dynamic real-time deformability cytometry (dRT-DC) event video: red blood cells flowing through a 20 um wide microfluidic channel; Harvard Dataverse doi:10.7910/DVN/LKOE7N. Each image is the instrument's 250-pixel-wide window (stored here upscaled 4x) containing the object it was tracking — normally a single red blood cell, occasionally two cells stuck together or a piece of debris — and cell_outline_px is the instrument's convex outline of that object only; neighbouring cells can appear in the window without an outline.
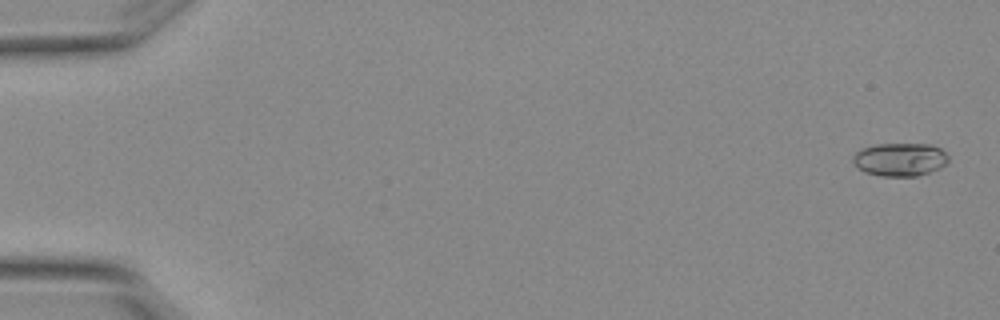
{"species": "Egyptian fruit bat (a non-hibernating species)", "species_latin": "Rousettus aegyptiacus", "temperature_condition": "warm", "stored_images_in_passage": 7, "camera_frame_rate_fps": 3000, "um_per_image_px": 0.085, "animal": {"sex": "female"}, "frame": {"image": 1, "passage_image": 1, "time_ms": 0.0, "image_size_px": [1000, 320], "cell_outline_px": [[948, 160], [940, 168], [916, 176], [880, 176], [864, 172], [852, 160], [852, 156], [860, 148], [876, 144], [932, 144], [940, 148], [948, 156]], "centroid_in_image_um": [76.48, 13.54], "position_along_channel_um": 8.5, "area_um2": 18.44}}
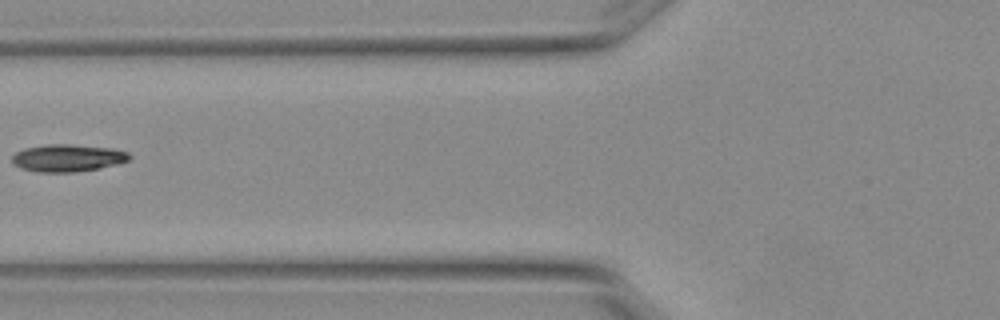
{"frame": {"image": 2, "passage_image": 6, "time_ms": 1.667, "image_size_px": [1000, 320], "cell_outline_px": [[132, 156], [128, 160], [116, 164], [100, 168], [76, 172], [36, 172], [20, 168], [12, 164], [12, 156], [16, 152], [24, 148], [44, 144], [72, 144], [112, 148], [128, 152]], "centroid_in_image_um": [5.72, 13.42], "position_along_channel_um": 120.1, "area_um2": 18.9}}
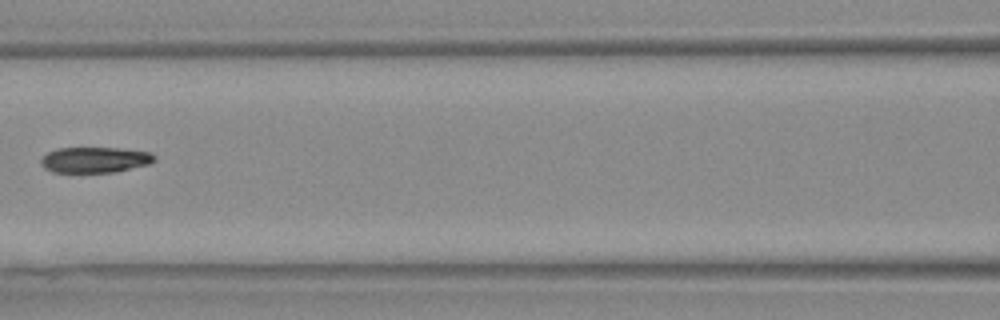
{"frame": {"image": 3, "passage_image": 7, "time_ms": 2.0, "image_size_px": [1000, 320], "cell_outline_px": [[156, 160], [148, 164], [112, 172], [52, 172], [44, 168], [40, 164], [40, 160], [48, 152], [56, 148], [116, 148], [152, 152], [156, 156]], "centroid_in_image_um": [8.05, 13.58], "position_along_channel_um": 158.6, "area_um2": 16.94}}